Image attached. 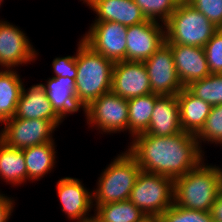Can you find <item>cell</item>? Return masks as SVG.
Returning <instances> with one entry per match:
<instances>
[{
  "instance_id": "1",
  "label": "cell",
  "mask_w": 222,
  "mask_h": 222,
  "mask_svg": "<svg viewBox=\"0 0 222 222\" xmlns=\"http://www.w3.org/2000/svg\"><path fill=\"white\" fill-rule=\"evenodd\" d=\"M128 152L141 170L175 180L196 168L204 160L196 135L180 132L170 136L140 133L132 138Z\"/></svg>"
},
{
  "instance_id": "2",
  "label": "cell",
  "mask_w": 222,
  "mask_h": 222,
  "mask_svg": "<svg viewBox=\"0 0 222 222\" xmlns=\"http://www.w3.org/2000/svg\"><path fill=\"white\" fill-rule=\"evenodd\" d=\"M222 189V167L204 160L185 175L174 180L173 203L186 209L210 212Z\"/></svg>"
},
{
  "instance_id": "3",
  "label": "cell",
  "mask_w": 222,
  "mask_h": 222,
  "mask_svg": "<svg viewBox=\"0 0 222 222\" xmlns=\"http://www.w3.org/2000/svg\"><path fill=\"white\" fill-rule=\"evenodd\" d=\"M78 43L75 94L79 104L86 108L93 100L111 91L114 62L93 51L82 39Z\"/></svg>"
},
{
  "instance_id": "4",
  "label": "cell",
  "mask_w": 222,
  "mask_h": 222,
  "mask_svg": "<svg viewBox=\"0 0 222 222\" xmlns=\"http://www.w3.org/2000/svg\"><path fill=\"white\" fill-rule=\"evenodd\" d=\"M140 171L137 160L127 149L118 154L96 182L97 188L92 191L93 205L129 200Z\"/></svg>"
},
{
  "instance_id": "5",
  "label": "cell",
  "mask_w": 222,
  "mask_h": 222,
  "mask_svg": "<svg viewBox=\"0 0 222 222\" xmlns=\"http://www.w3.org/2000/svg\"><path fill=\"white\" fill-rule=\"evenodd\" d=\"M218 29L190 3H182L165 23V42L204 48Z\"/></svg>"
},
{
  "instance_id": "6",
  "label": "cell",
  "mask_w": 222,
  "mask_h": 222,
  "mask_svg": "<svg viewBox=\"0 0 222 222\" xmlns=\"http://www.w3.org/2000/svg\"><path fill=\"white\" fill-rule=\"evenodd\" d=\"M173 196L172 178L141 170L129 200L147 217L158 218L173 205Z\"/></svg>"
},
{
  "instance_id": "7",
  "label": "cell",
  "mask_w": 222,
  "mask_h": 222,
  "mask_svg": "<svg viewBox=\"0 0 222 222\" xmlns=\"http://www.w3.org/2000/svg\"><path fill=\"white\" fill-rule=\"evenodd\" d=\"M87 125L100 133L128 131V100L112 91L104 93L84 108Z\"/></svg>"
},
{
  "instance_id": "8",
  "label": "cell",
  "mask_w": 222,
  "mask_h": 222,
  "mask_svg": "<svg viewBox=\"0 0 222 222\" xmlns=\"http://www.w3.org/2000/svg\"><path fill=\"white\" fill-rule=\"evenodd\" d=\"M0 140L11 148L24 149L54 141L56 126L44 119H22L12 117L2 123Z\"/></svg>"
},
{
  "instance_id": "9",
  "label": "cell",
  "mask_w": 222,
  "mask_h": 222,
  "mask_svg": "<svg viewBox=\"0 0 222 222\" xmlns=\"http://www.w3.org/2000/svg\"><path fill=\"white\" fill-rule=\"evenodd\" d=\"M89 28L81 38L86 45L114 63L126 60V26L106 21L93 22Z\"/></svg>"
},
{
  "instance_id": "10",
  "label": "cell",
  "mask_w": 222,
  "mask_h": 222,
  "mask_svg": "<svg viewBox=\"0 0 222 222\" xmlns=\"http://www.w3.org/2000/svg\"><path fill=\"white\" fill-rule=\"evenodd\" d=\"M143 63L152 93L160 96L177 95L184 88L176 72L172 49L166 42Z\"/></svg>"
},
{
  "instance_id": "11",
  "label": "cell",
  "mask_w": 222,
  "mask_h": 222,
  "mask_svg": "<svg viewBox=\"0 0 222 222\" xmlns=\"http://www.w3.org/2000/svg\"><path fill=\"white\" fill-rule=\"evenodd\" d=\"M21 28L0 20V67L13 69L35 62L38 52Z\"/></svg>"
},
{
  "instance_id": "12",
  "label": "cell",
  "mask_w": 222,
  "mask_h": 222,
  "mask_svg": "<svg viewBox=\"0 0 222 222\" xmlns=\"http://www.w3.org/2000/svg\"><path fill=\"white\" fill-rule=\"evenodd\" d=\"M126 41V60L145 61L165 43V24L147 20L128 26Z\"/></svg>"
},
{
  "instance_id": "13",
  "label": "cell",
  "mask_w": 222,
  "mask_h": 222,
  "mask_svg": "<svg viewBox=\"0 0 222 222\" xmlns=\"http://www.w3.org/2000/svg\"><path fill=\"white\" fill-rule=\"evenodd\" d=\"M111 91L127 100L152 93L143 61L115 62Z\"/></svg>"
},
{
  "instance_id": "14",
  "label": "cell",
  "mask_w": 222,
  "mask_h": 222,
  "mask_svg": "<svg viewBox=\"0 0 222 222\" xmlns=\"http://www.w3.org/2000/svg\"><path fill=\"white\" fill-rule=\"evenodd\" d=\"M83 185L80 179L70 176L61 178L56 185L62 212L76 222H85L93 217L89 214L94 207L93 193Z\"/></svg>"
},
{
  "instance_id": "15",
  "label": "cell",
  "mask_w": 222,
  "mask_h": 222,
  "mask_svg": "<svg viewBox=\"0 0 222 222\" xmlns=\"http://www.w3.org/2000/svg\"><path fill=\"white\" fill-rule=\"evenodd\" d=\"M168 45L172 49L176 72L184 88L210 74L204 48L181 44Z\"/></svg>"
},
{
  "instance_id": "16",
  "label": "cell",
  "mask_w": 222,
  "mask_h": 222,
  "mask_svg": "<svg viewBox=\"0 0 222 222\" xmlns=\"http://www.w3.org/2000/svg\"><path fill=\"white\" fill-rule=\"evenodd\" d=\"M27 89L23 83L14 117L22 119H44L51 121L58 128L63 120L53 110L43 83L34 84Z\"/></svg>"
},
{
  "instance_id": "17",
  "label": "cell",
  "mask_w": 222,
  "mask_h": 222,
  "mask_svg": "<svg viewBox=\"0 0 222 222\" xmlns=\"http://www.w3.org/2000/svg\"><path fill=\"white\" fill-rule=\"evenodd\" d=\"M87 6L97 14L93 22H118L126 27L147 21L134 0H89Z\"/></svg>"
},
{
  "instance_id": "18",
  "label": "cell",
  "mask_w": 222,
  "mask_h": 222,
  "mask_svg": "<svg viewBox=\"0 0 222 222\" xmlns=\"http://www.w3.org/2000/svg\"><path fill=\"white\" fill-rule=\"evenodd\" d=\"M182 131L177 96H159L156 99L149 126L144 133L163 137Z\"/></svg>"
},
{
  "instance_id": "19",
  "label": "cell",
  "mask_w": 222,
  "mask_h": 222,
  "mask_svg": "<svg viewBox=\"0 0 222 222\" xmlns=\"http://www.w3.org/2000/svg\"><path fill=\"white\" fill-rule=\"evenodd\" d=\"M48 79L43 87L53 110L62 120H65L64 118H67L68 114L72 115L80 109L84 111L76 98L75 79L54 76Z\"/></svg>"
},
{
  "instance_id": "20",
  "label": "cell",
  "mask_w": 222,
  "mask_h": 222,
  "mask_svg": "<svg viewBox=\"0 0 222 222\" xmlns=\"http://www.w3.org/2000/svg\"><path fill=\"white\" fill-rule=\"evenodd\" d=\"M180 121L184 132L197 135L210 114L211 105L183 88L177 95Z\"/></svg>"
},
{
  "instance_id": "21",
  "label": "cell",
  "mask_w": 222,
  "mask_h": 222,
  "mask_svg": "<svg viewBox=\"0 0 222 222\" xmlns=\"http://www.w3.org/2000/svg\"><path fill=\"white\" fill-rule=\"evenodd\" d=\"M55 144L56 143L52 141L22 149L27 168L28 181H38L53 170L55 163H57V145Z\"/></svg>"
},
{
  "instance_id": "22",
  "label": "cell",
  "mask_w": 222,
  "mask_h": 222,
  "mask_svg": "<svg viewBox=\"0 0 222 222\" xmlns=\"http://www.w3.org/2000/svg\"><path fill=\"white\" fill-rule=\"evenodd\" d=\"M23 87L15 69H0V123L14 117Z\"/></svg>"
},
{
  "instance_id": "23",
  "label": "cell",
  "mask_w": 222,
  "mask_h": 222,
  "mask_svg": "<svg viewBox=\"0 0 222 222\" xmlns=\"http://www.w3.org/2000/svg\"><path fill=\"white\" fill-rule=\"evenodd\" d=\"M0 179L13 186L27 182V168L22 149L11 148L1 140Z\"/></svg>"
},
{
  "instance_id": "24",
  "label": "cell",
  "mask_w": 222,
  "mask_h": 222,
  "mask_svg": "<svg viewBox=\"0 0 222 222\" xmlns=\"http://www.w3.org/2000/svg\"><path fill=\"white\" fill-rule=\"evenodd\" d=\"M159 96L150 93L128 99V131L131 139L147 130L156 99Z\"/></svg>"
},
{
  "instance_id": "25",
  "label": "cell",
  "mask_w": 222,
  "mask_h": 222,
  "mask_svg": "<svg viewBox=\"0 0 222 222\" xmlns=\"http://www.w3.org/2000/svg\"><path fill=\"white\" fill-rule=\"evenodd\" d=\"M94 206V217L100 222H143L148 217L130 200Z\"/></svg>"
},
{
  "instance_id": "26",
  "label": "cell",
  "mask_w": 222,
  "mask_h": 222,
  "mask_svg": "<svg viewBox=\"0 0 222 222\" xmlns=\"http://www.w3.org/2000/svg\"><path fill=\"white\" fill-rule=\"evenodd\" d=\"M192 95L209 103L211 106L222 104V73L209 74L185 87Z\"/></svg>"
},
{
  "instance_id": "27",
  "label": "cell",
  "mask_w": 222,
  "mask_h": 222,
  "mask_svg": "<svg viewBox=\"0 0 222 222\" xmlns=\"http://www.w3.org/2000/svg\"><path fill=\"white\" fill-rule=\"evenodd\" d=\"M147 20L165 24L177 9L176 0H134Z\"/></svg>"
},
{
  "instance_id": "28",
  "label": "cell",
  "mask_w": 222,
  "mask_h": 222,
  "mask_svg": "<svg viewBox=\"0 0 222 222\" xmlns=\"http://www.w3.org/2000/svg\"><path fill=\"white\" fill-rule=\"evenodd\" d=\"M196 139L201 149L202 141L222 145V104L211 107L205 125L196 135Z\"/></svg>"
},
{
  "instance_id": "29",
  "label": "cell",
  "mask_w": 222,
  "mask_h": 222,
  "mask_svg": "<svg viewBox=\"0 0 222 222\" xmlns=\"http://www.w3.org/2000/svg\"><path fill=\"white\" fill-rule=\"evenodd\" d=\"M210 74L222 73V28L204 46Z\"/></svg>"
},
{
  "instance_id": "30",
  "label": "cell",
  "mask_w": 222,
  "mask_h": 222,
  "mask_svg": "<svg viewBox=\"0 0 222 222\" xmlns=\"http://www.w3.org/2000/svg\"><path fill=\"white\" fill-rule=\"evenodd\" d=\"M189 3L217 28H222V0H190Z\"/></svg>"
},
{
  "instance_id": "31",
  "label": "cell",
  "mask_w": 222,
  "mask_h": 222,
  "mask_svg": "<svg viewBox=\"0 0 222 222\" xmlns=\"http://www.w3.org/2000/svg\"><path fill=\"white\" fill-rule=\"evenodd\" d=\"M52 69L55 74L54 77H63V78H71L76 79L77 76V68H76V55L74 56H64V57H56L52 61Z\"/></svg>"
},
{
  "instance_id": "32",
  "label": "cell",
  "mask_w": 222,
  "mask_h": 222,
  "mask_svg": "<svg viewBox=\"0 0 222 222\" xmlns=\"http://www.w3.org/2000/svg\"><path fill=\"white\" fill-rule=\"evenodd\" d=\"M183 222H214L210 212L183 207Z\"/></svg>"
},
{
  "instance_id": "33",
  "label": "cell",
  "mask_w": 222,
  "mask_h": 222,
  "mask_svg": "<svg viewBox=\"0 0 222 222\" xmlns=\"http://www.w3.org/2000/svg\"><path fill=\"white\" fill-rule=\"evenodd\" d=\"M13 198L0 193V222H8L15 208Z\"/></svg>"
},
{
  "instance_id": "34",
  "label": "cell",
  "mask_w": 222,
  "mask_h": 222,
  "mask_svg": "<svg viewBox=\"0 0 222 222\" xmlns=\"http://www.w3.org/2000/svg\"><path fill=\"white\" fill-rule=\"evenodd\" d=\"M159 222H183V207L173 203L158 217Z\"/></svg>"
},
{
  "instance_id": "35",
  "label": "cell",
  "mask_w": 222,
  "mask_h": 222,
  "mask_svg": "<svg viewBox=\"0 0 222 222\" xmlns=\"http://www.w3.org/2000/svg\"><path fill=\"white\" fill-rule=\"evenodd\" d=\"M210 214L214 222H222V189L218 192Z\"/></svg>"
},
{
  "instance_id": "36",
  "label": "cell",
  "mask_w": 222,
  "mask_h": 222,
  "mask_svg": "<svg viewBox=\"0 0 222 222\" xmlns=\"http://www.w3.org/2000/svg\"><path fill=\"white\" fill-rule=\"evenodd\" d=\"M143 222H159V220L156 217H148Z\"/></svg>"
},
{
  "instance_id": "37",
  "label": "cell",
  "mask_w": 222,
  "mask_h": 222,
  "mask_svg": "<svg viewBox=\"0 0 222 222\" xmlns=\"http://www.w3.org/2000/svg\"><path fill=\"white\" fill-rule=\"evenodd\" d=\"M85 222H100L98 219H96L94 216L86 220Z\"/></svg>"
},
{
  "instance_id": "38",
  "label": "cell",
  "mask_w": 222,
  "mask_h": 222,
  "mask_svg": "<svg viewBox=\"0 0 222 222\" xmlns=\"http://www.w3.org/2000/svg\"><path fill=\"white\" fill-rule=\"evenodd\" d=\"M178 4L189 3L190 0H176Z\"/></svg>"
},
{
  "instance_id": "39",
  "label": "cell",
  "mask_w": 222,
  "mask_h": 222,
  "mask_svg": "<svg viewBox=\"0 0 222 222\" xmlns=\"http://www.w3.org/2000/svg\"><path fill=\"white\" fill-rule=\"evenodd\" d=\"M80 1H83V3L87 4V2H88L89 0H80Z\"/></svg>"
}]
</instances>
